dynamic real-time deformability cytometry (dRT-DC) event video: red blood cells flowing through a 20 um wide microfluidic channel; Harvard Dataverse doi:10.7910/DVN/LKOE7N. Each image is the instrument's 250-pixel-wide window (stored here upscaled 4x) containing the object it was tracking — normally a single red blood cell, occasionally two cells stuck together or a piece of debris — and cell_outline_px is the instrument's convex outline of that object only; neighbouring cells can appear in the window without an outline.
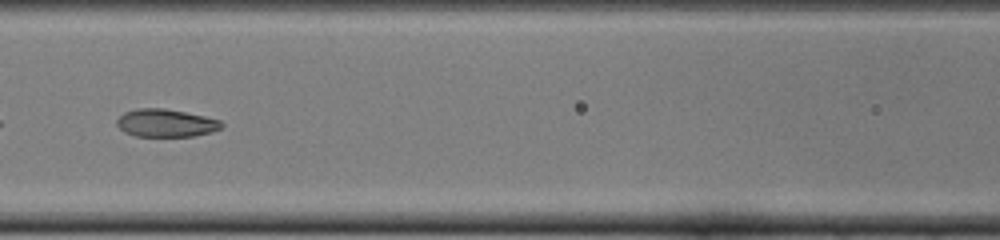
{"species": "common noctule bat (a hibernating species)", "species_latin": "Nyctalus noctula", "temperature_condition": "cold", "stored_images_in_passage": 52, "segment_of_instrument_passage": [1, 2], "camera_frame_rate_fps": 3000, "um_per_image_px": 0.085, "animal": {"sex": "female", "body_mass_g": 22.0, "forearm_length_mm": 56.7}, "frame": {"image": 1, "passage_image": 23, "time_ms": 7.333, "image_size_px": [1000, 240], "cell_outline_px": [[224, 124], [220, 128], [212, 132], [192, 136], [136, 136], [124, 132], [116, 124], [116, 120], [124, 112], [136, 108], [164, 108], [204, 116], [220, 120]], "centroid_in_image_um": [14.08, 10.45], "position_along_channel_um": 152.5, "area_um2": 16.94}}